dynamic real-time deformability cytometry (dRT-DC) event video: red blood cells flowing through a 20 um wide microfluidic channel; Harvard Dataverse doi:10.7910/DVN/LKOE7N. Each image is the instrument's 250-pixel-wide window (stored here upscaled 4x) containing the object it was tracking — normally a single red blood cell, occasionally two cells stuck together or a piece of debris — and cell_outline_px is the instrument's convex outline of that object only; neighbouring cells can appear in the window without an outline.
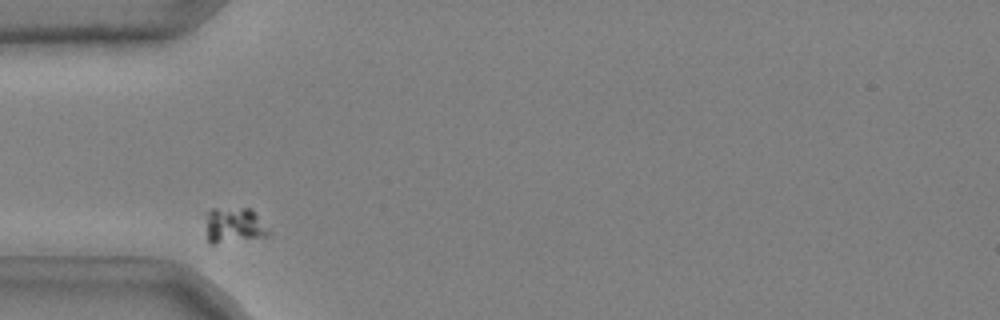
{"species": "common noctule bat (a hibernating species)", "species_latin": "Nyctalus noctula", "temperature_condition": "cold", "stored_images_in_passage": 42, "camera_frame_rate_fps": 3000, "um_per_image_px": 0.085, "animal": {"sex": "male", "body_mass_g": 20.4}, "frame": {"image": 1, "passage_image": 2, "time_ms": 0.333, "image_size_px": [1000, 320], "cell_outline_px": [[272, 232], [268, 236], [212, 244], [208, 244], [204, 212], [212, 208], [248, 208]], "centroid_in_image_um": [19.82, 19.15], "position_along_channel_um": 65.2, "area_um2": 13.12}}
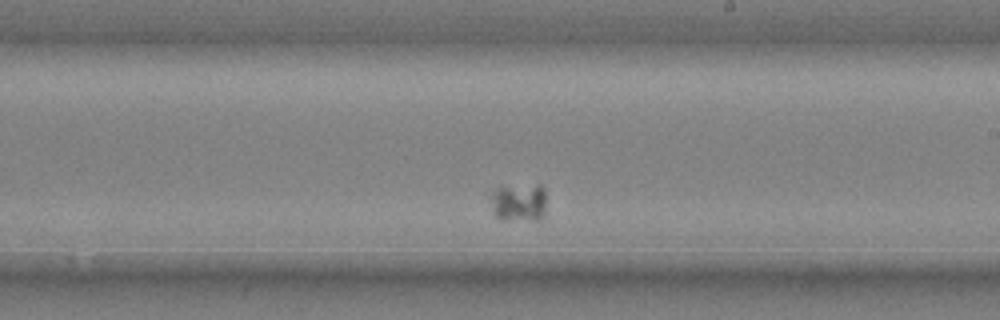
{"frame": {"image": 2, "passage_image": 19, "time_ms": 6.0, "image_size_px": [1000, 320], "cell_outline_px": [[544, 216], [540, 220], [500, 220], [496, 216], [492, 208], [488, 196], [496, 188], [540, 184], [544, 188]], "centroid_in_image_um": [44.07, 17.23], "position_along_channel_um": 244.9, "area_um2": 12.54}}
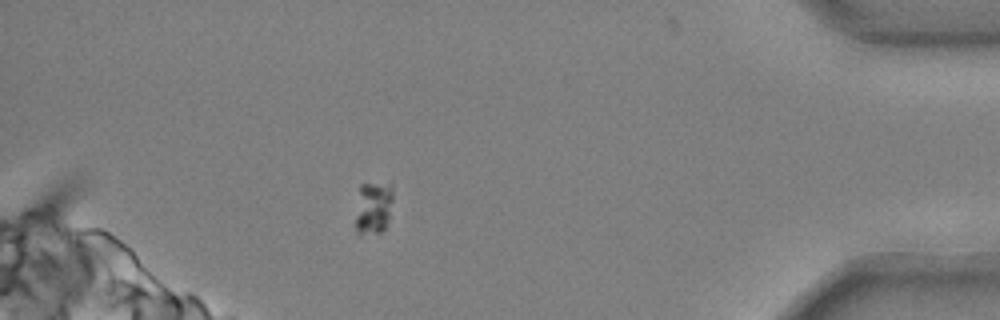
{"frame": {"image": 3, "passage_image": 37, "time_ms": 12.0, "image_size_px": [1000, 320], "cell_outline_px": [[392, 200], [388, 220], [384, 228], [380, 232], [356, 232], [356, 216], [360, 184], [392, 184]], "centroid_in_image_um": [31.74, 17.62], "position_along_channel_um": 403.5, "area_um2": 11.1}}